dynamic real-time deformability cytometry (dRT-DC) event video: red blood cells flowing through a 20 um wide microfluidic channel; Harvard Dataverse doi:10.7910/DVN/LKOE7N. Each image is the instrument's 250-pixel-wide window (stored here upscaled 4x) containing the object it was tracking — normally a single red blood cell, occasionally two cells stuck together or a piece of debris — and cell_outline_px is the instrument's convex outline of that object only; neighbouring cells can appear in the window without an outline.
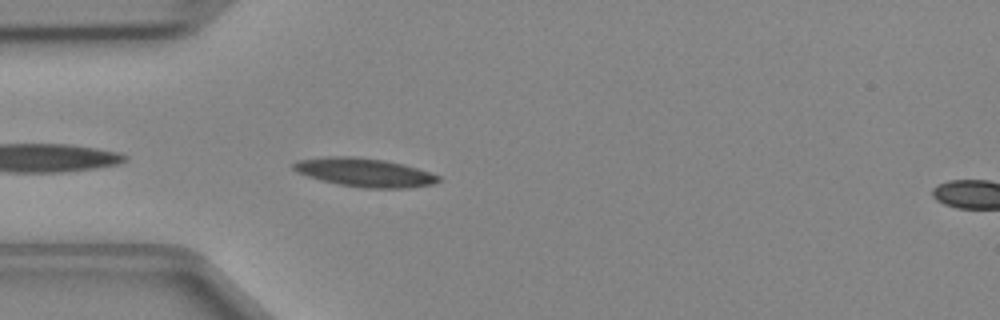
{"species": "Egyptian fruit bat (a non-hibernating species)", "species_latin": "Rousettus aegyptiacus", "temperature_condition": "cold", "stored_images_in_passage": 36, "camera_frame_rate_fps": 3000, "um_per_image_px": 0.085, "animal": {"sex": "female"}, "frame": {"image": 1, "passage_image": 2, "time_ms": 0.333, "image_size_px": [1000, 320], "cell_outline_px": [[440, 180], [432, 184], [408, 188], [364, 188], [340, 184], [320, 180], [296, 172], [292, 168], [292, 164], [296, 160], [328, 156], [352, 156], [384, 160], [404, 164], [440, 176]], "centroid_in_image_um": [30.94, 14.65], "position_along_channel_um": 54.1, "area_um2": 24.1}}
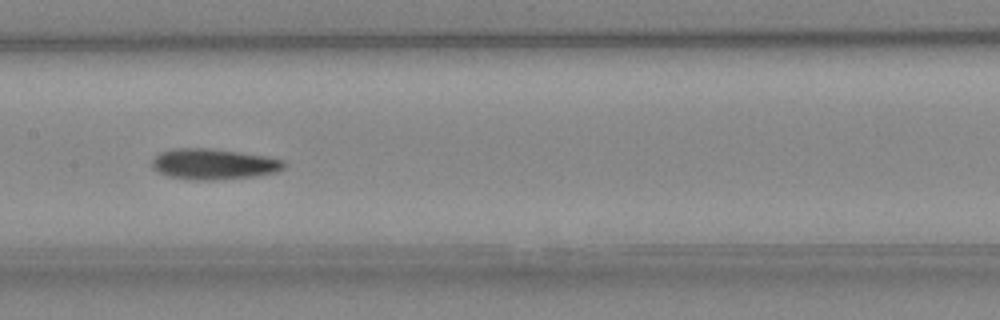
{"frame": {"image": 2, "passage_image": 12, "time_ms": 3.667, "image_size_px": [1000, 320], "cell_outline_px": [[284, 168], [276, 172], [252, 176], [212, 180], [192, 180], [168, 176], [156, 172], [152, 168], [152, 160], [160, 152], [172, 148], [212, 148], [264, 156], [284, 160]], "centroid_in_image_um": [18.09, 13.94], "position_along_channel_um": 189.3, "area_um2": 23.58}}
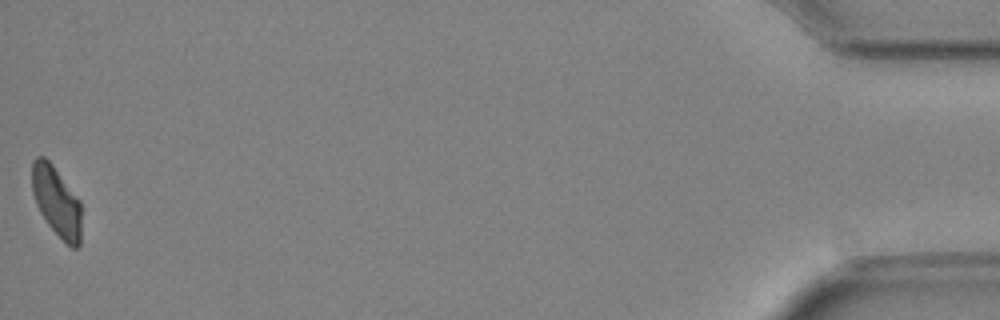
{"frame": {"image": 3, "passage_image": 36, "time_ms": 11.667, "image_size_px": [1000, 320], "cell_outline_px": [[80, 248], [72, 248], [48, 224], [40, 212], [36, 204], [32, 192], [32, 160], [36, 156], [44, 156], [52, 164], [80, 200]], "centroid_in_image_um": [4.79, 17.1], "position_along_channel_um": 430.4, "area_um2": 19.94}}